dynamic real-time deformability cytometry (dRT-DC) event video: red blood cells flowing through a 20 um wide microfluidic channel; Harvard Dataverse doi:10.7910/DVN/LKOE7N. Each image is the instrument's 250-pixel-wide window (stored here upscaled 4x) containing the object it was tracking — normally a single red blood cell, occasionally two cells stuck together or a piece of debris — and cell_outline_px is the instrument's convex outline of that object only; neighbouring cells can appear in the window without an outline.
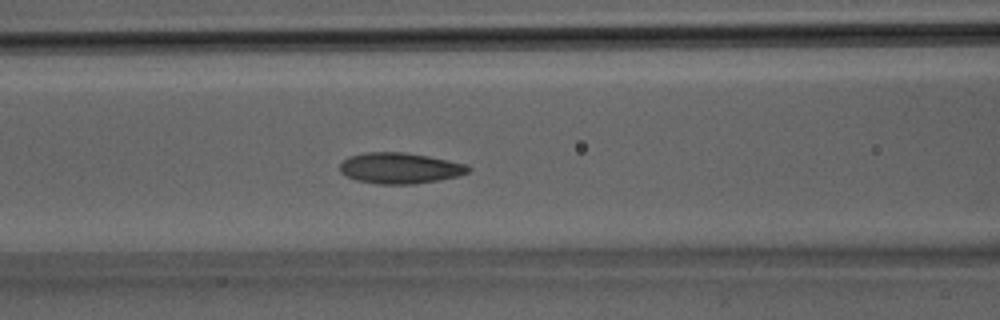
{"species": "Egyptian fruit bat (a non-hibernating species)", "species_latin": "Rousettus aegyptiacus", "temperature_condition": "room temperature", "stored_images_in_passage": 24, "camera_frame_rate_fps": 3000, "um_per_image_px": 0.085, "animal": {"sex": "male"}, "frame": {"image": 1, "passage_image": 5, "time_ms": 1.333, "image_size_px": [1000, 320], "cell_outline_px": [[472, 168], [468, 172], [460, 176], [412, 184], [376, 184], [356, 180], [340, 172], [340, 164], [348, 156], [364, 152], [404, 152], [428, 156], [468, 164]], "centroid_in_image_um": [34.0, 14.28], "position_along_channel_um": 132.6, "area_um2": 23.18}}
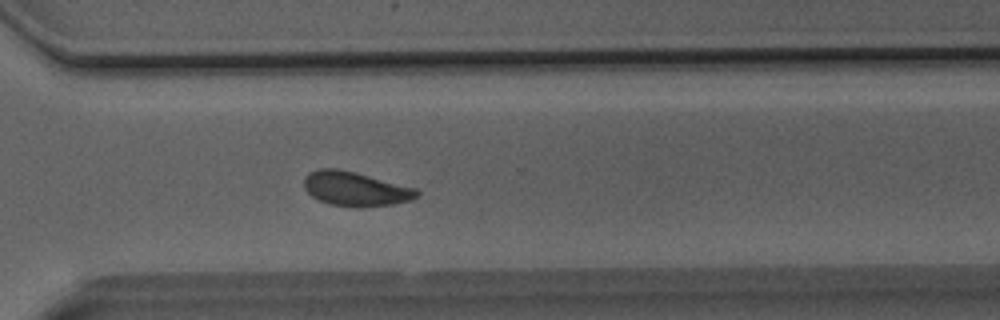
{"frame": {"image": 2, "passage_image": 15, "time_ms": 4.667, "image_size_px": [1000, 320], "cell_outline_px": [[420, 196], [412, 200], [392, 204], [360, 208], [352, 208], [328, 204], [312, 196], [304, 188], [304, 176], [308, 172], [320, 168], [336, 168], [416, 188], [420, 192]], "centroid_in_image_um": [30.2, 16.07], "position_along_channel_um": 340.4, "area_um2": 22.66}}
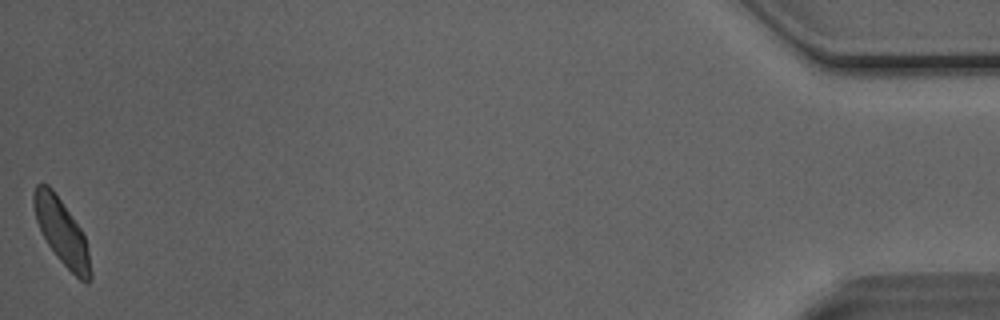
{"frame": {"image": 3, "passage_image": 24, "time_ms": 7.667, "image_size_px": [1000, 320], "cell_outline_px": [[92, 280], [88, 284], [80, 280], [56, 256], [48, 244], [36, 220], [32, 204], [32, 196], [36, 184], [48, 184], [52, 188], [80, 228], [84, 236], [88, 252], [92, 272]], "centroid_in_image_um": [5.24, 19.72], "position_along_channel_um": 430.0, "area_um2": 21.39}}